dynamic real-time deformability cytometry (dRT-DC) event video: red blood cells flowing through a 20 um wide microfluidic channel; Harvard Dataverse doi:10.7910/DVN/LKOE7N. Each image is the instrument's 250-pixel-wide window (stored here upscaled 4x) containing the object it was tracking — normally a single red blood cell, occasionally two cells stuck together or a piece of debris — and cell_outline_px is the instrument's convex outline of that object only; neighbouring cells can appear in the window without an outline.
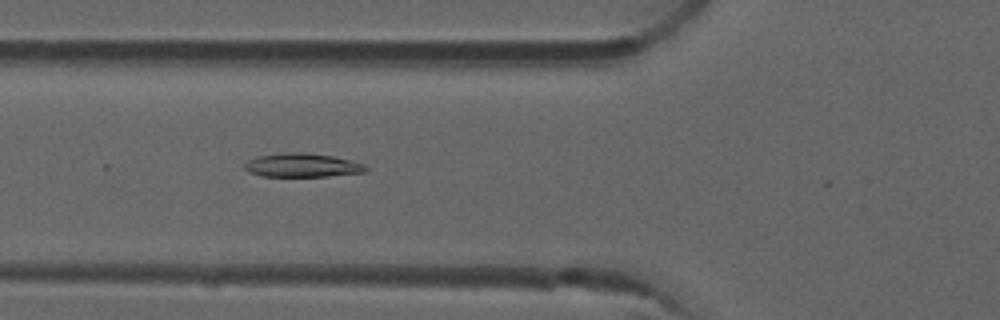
{"species": "common noctule bat (a hibernating species)", "species_latin": "Nyctalus noctula", "temperature_condition": "room temperature", "stored_images_in_passage": 51, "camera_frame_rate_fps": 3000, "um_per_image_px": 0.085, "animal": {"sex": "male", "forearm_length_mm": 52.5}, "frame": {"image": 1, "passage_image": 18, "time_ms": 5.667, "image_size_px": [1000, 320], "cell_outline_px": [[368, 168], [364, 172], [328, 176], [260, 176], [248, 172], [244, 168], [244, 164], [248, 160], [256, 156], [332, 156], [364, 164]], "centroid_in_image_um": [25.68, 14.12], "position_along_channel_um": 100.1, "area_um2": 15.37}}
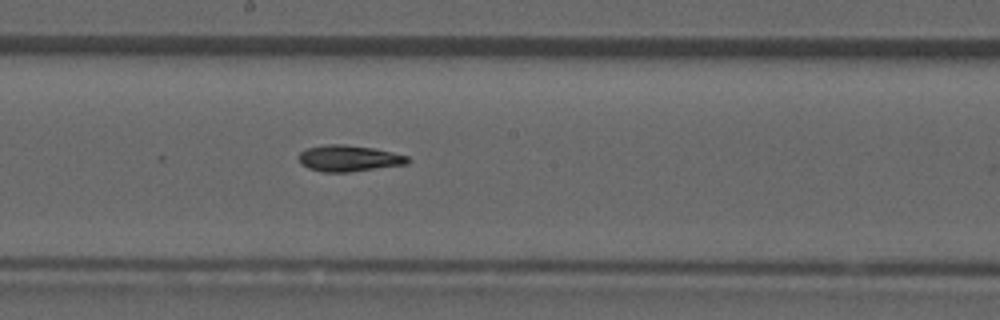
{"frame": {"image": 2, "passage_image": 27, "time_ms": 8.667, "image_size_px": [1000, 320], "cell_outline_px": [[408, 164], [348, 172], [320, 172], [308, 168], [300, 164], [300, 152], [308, 148], [328, 144], [344, 144], [372, 148], [392, 152], [408, 156]], "centroid_in_image_um": [29.64, 13.46], "position_along_channel_um": 218.6, "area_um2": 16.53}}
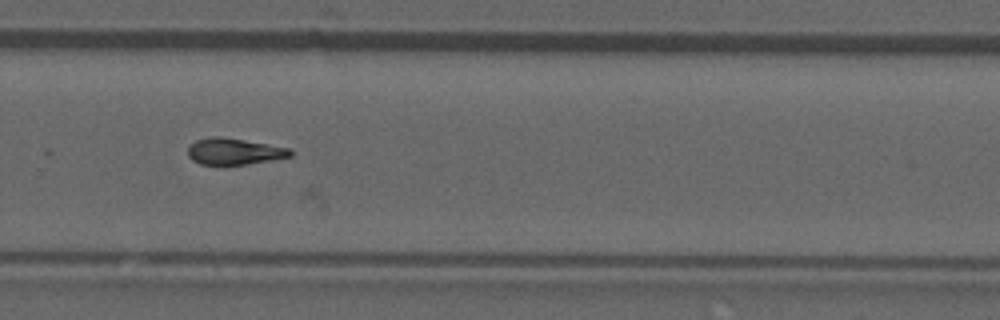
{"frame": {"image": 3, "passage_image": 34, "time_ms": 11.0, "image_size_px": [1000, 320], "cell_outline_px": [[292, 156], [272, 160], [244, 164], [200, 164], [192, 160], [188, 156], [188, 148], [196, 140], [212, 136], [220, 136], [268, 144], [288, 148], [292, 152]], "centroid_in_image_um": [19.89, 12.86], "position_along_channel_um": 309.9, "area_um2": 15.55}}